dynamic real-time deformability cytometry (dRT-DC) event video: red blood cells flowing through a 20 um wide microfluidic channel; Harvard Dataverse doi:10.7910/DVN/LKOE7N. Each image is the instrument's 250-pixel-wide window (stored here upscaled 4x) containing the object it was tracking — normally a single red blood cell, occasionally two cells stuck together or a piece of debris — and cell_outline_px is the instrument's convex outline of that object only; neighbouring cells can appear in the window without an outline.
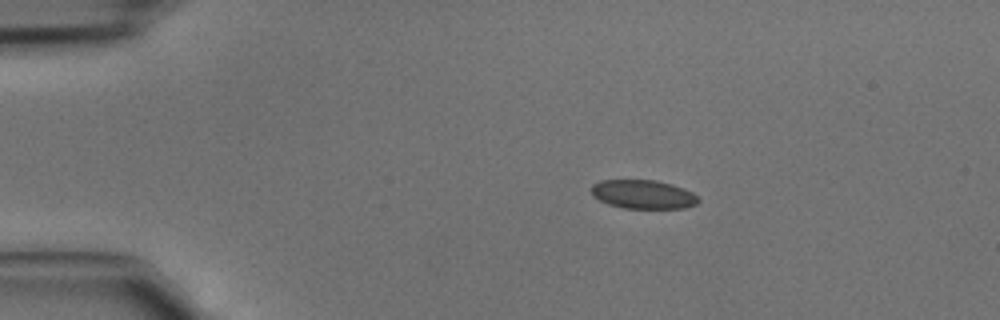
{"species": "common noctule bat (a hibernating species)", "species_latin": "Nyctalus noctula", "temperature_condition": "cold", "stored_images_in_passage": 38, "camera_frame_rate_fps": 3000, "um_per_image_px": 0.085, "animal": {"sex": "male", "body_mass_g": 15.6}, "frame": {"image": 1, "passage_image": 1, "time_ms": 0.0, "image_size_px": [1000, 320], "cell_outline_px": [[700, 200], [696, 204], [684, 208], [624, 208], [608, 204], [592, 196], [592, 184], [600, 180], [656, 180], [672, 184], [684, 188], [692, 192]], "centroid_in_image_um": [54.66, 16.51], "position_along_channel_um": 30.3, "area_um2": 17.98}}
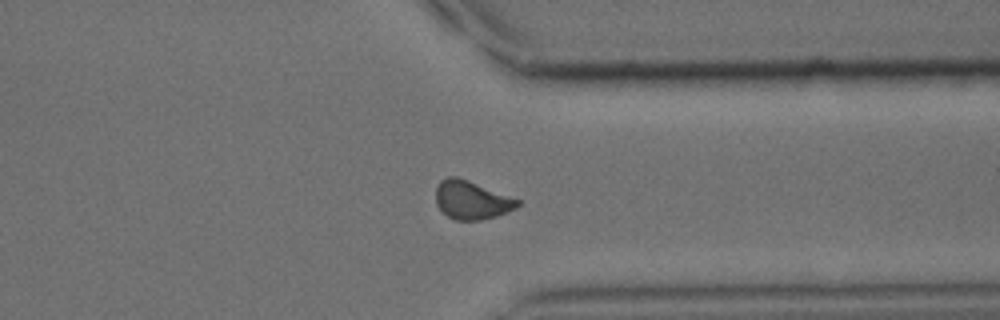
{"frame": {"image": 2, "passage_image": 28, "time_ms": 9.0, "image_size_px": [1000, 320], "cell_outline_px": [[520, 204], [516, 208], [496, 216], [480, 220], [456, 220], [448, 216], [436, 204], [436, 188], [440, 180], [448, 176], [456, 176], [468, 180], [520, 200]], "centroid_in_image_um": [40.07, 16.99], "position_along_channel_um": 371.3, "area_um2": 18.15}}
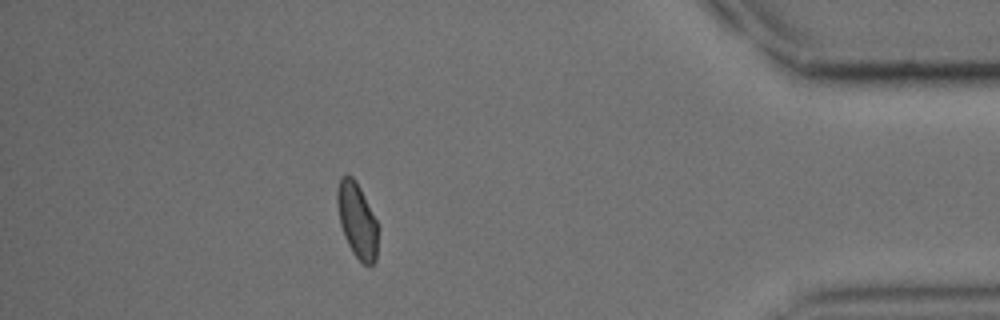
{"frame": {"image": 3, "passage_image": 33, "time_ms": 10.667, "image_size_px": [1000, 320], "cell_outline_px": [[376, 260], [368, 268], [352, 252], [344, 236], [340, 224], [336, 200], [336, 188], [340, 176], [352, 176], [356, 180], [376, 220]], "centroid_in_image_um": [30.31, 18.71], "position_along_channel_um": 404.9, "area_um2": 17.63}}